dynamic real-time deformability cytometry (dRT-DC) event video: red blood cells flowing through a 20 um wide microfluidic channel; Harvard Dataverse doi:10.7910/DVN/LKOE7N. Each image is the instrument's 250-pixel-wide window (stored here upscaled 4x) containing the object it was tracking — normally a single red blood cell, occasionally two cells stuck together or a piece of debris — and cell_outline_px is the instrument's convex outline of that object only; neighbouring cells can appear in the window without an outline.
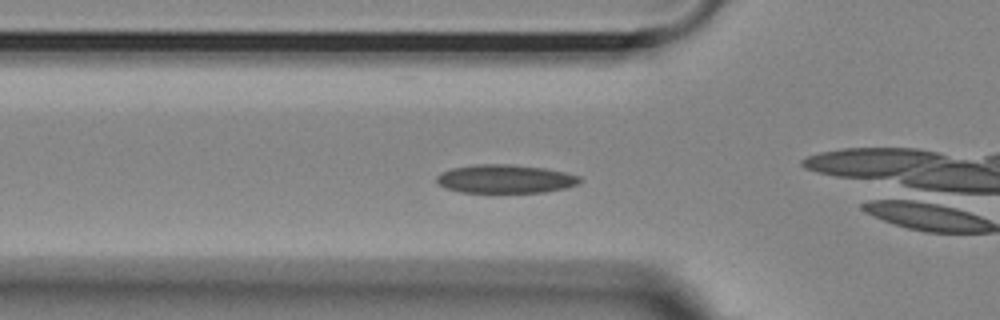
{"species": "Egyptian fruit bat (a non-hibernating species)", "species_latin": "Rousettus aegyptiacus", "temperature_condition": "room temperature", "stored_images_in_passage": 44, "camera_frame_rate_fps": 3000, "um_per_image_px": 0.085, "animal": {"sex": "female"}, "frame": {"image": 1, "passage_image": 6, "time_ms": 1.667, "image_size_px": [1000, 320], "cell_outline_px": [[584, 180], [580, 184], [564, 188], [544, 192], [460, 192], [444, 188], [436, 184], [436, 176], [440, 172], [452, 168], [476, 164], [512, 164], [544, 168], [564, 172], [580, 176]], "centroid_in_image_um": [42.93, 15.2], "position_along_channel_um": 82.9, "area_um2": 24.04}}
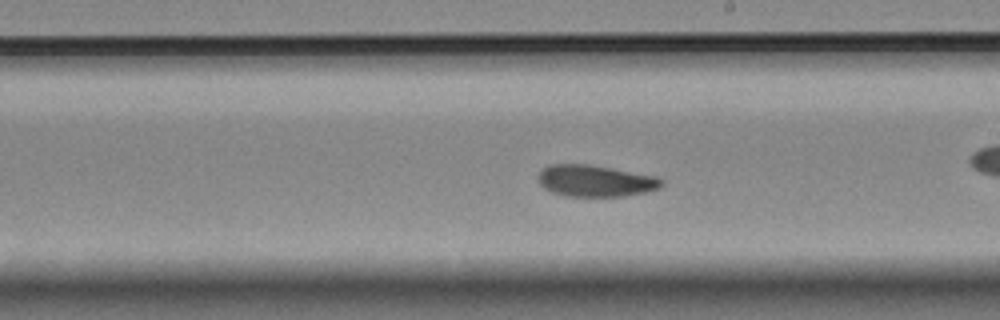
{"frame": {"image": 2, "passage_image": 19, "time_ms": 6.0, "image_size_px": [1000, 320], "cell_outline_px": [[664, 184], [660, 188], [644, 192], [624, 196], [564, 196], [552, 192], [544, 188], [540, 184], [536, 176], [548, 164], [592, 164], [656, 176], [664, 180]], "centroid_in_image_um": [50.6, 15.36], "position_along_channel_um": 238.4, "area_um2": 22.95}}
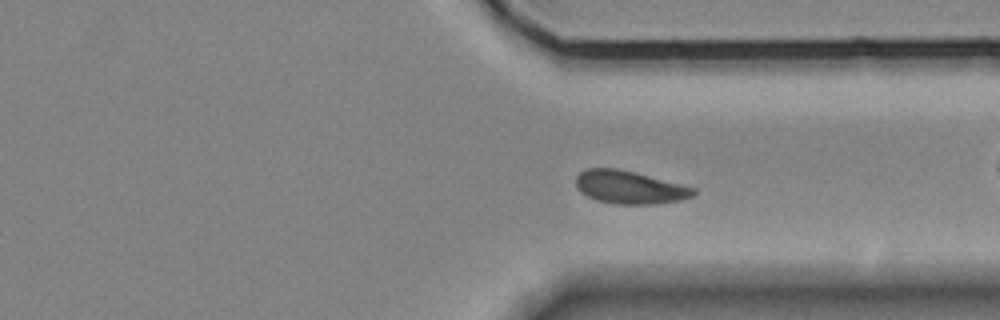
{"frame": {"image": 3, "passage_image": 29, "time_ms": 9.333, "image_size_px": [1000, 320], "cell_outline_px": [[696, 192], [692, 196], [680, 200], [660, 204], [616, 204], [596, 200], [580, 192], [576, 188], [576, 176], [584, 168], [616, 168], [696, 188]], "centroid_in_image_um": [53.48, 15.93], "position_along_channel_um": 357.9, "area_um2": 22.48}, "authors_computed_cell_mechanics": {"area_um2": 22.5709, "velocity_mm_per_s": 3.5783, "shape_relaxation_time_tau1_ms": 7.3756, "shape_relaxation_time_tau2_ms": 3.5462, "deformation_change_tau1": 0.149, "deformation_change_tau2": 0.0792}}